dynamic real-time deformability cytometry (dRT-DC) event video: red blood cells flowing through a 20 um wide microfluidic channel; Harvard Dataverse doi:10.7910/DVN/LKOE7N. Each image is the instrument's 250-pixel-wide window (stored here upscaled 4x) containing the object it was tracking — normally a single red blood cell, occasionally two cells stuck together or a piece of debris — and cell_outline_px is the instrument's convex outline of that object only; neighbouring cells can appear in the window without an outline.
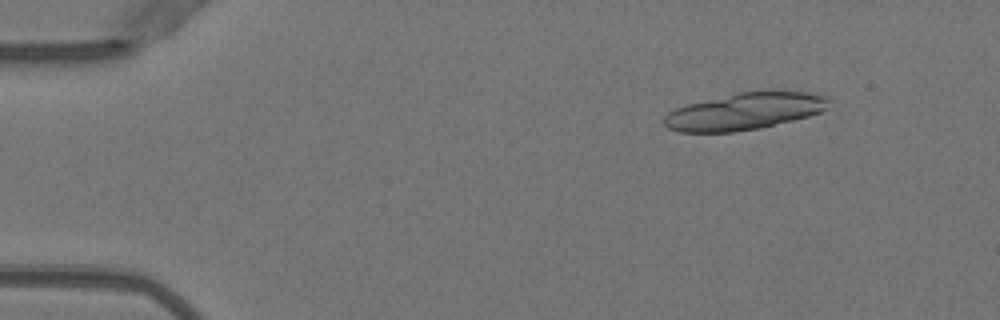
{"species": "Egyptian fruit bat (a non-hibernating species)", "species_latin": "Rousettus aegyptiacus", "temperature_condition": "warm", "stored_images_in_passage": 18, "camera_frame_rate_fps": 3000, "um_per_image_px": 0.085, "animal": {"sex": "female"}, "frame": {"image": 1, "passage_image": 6, "time_ms": 1.667, "image_size_px": [1000, 320], "cell_outline_px": [[832, 100], [820, 112], [808, 116], [760, 128], [732, 132], [680, 132], [668, 128], [664, 124], [664, 116], [668, 112], [676, 108], [688, 104], [740, 92], [804, 92], [828, 96]], "centroid_in_image_um": [63.27, 9.48], "position_along_channel_um": 21.7, "area_um2": 34.85}}